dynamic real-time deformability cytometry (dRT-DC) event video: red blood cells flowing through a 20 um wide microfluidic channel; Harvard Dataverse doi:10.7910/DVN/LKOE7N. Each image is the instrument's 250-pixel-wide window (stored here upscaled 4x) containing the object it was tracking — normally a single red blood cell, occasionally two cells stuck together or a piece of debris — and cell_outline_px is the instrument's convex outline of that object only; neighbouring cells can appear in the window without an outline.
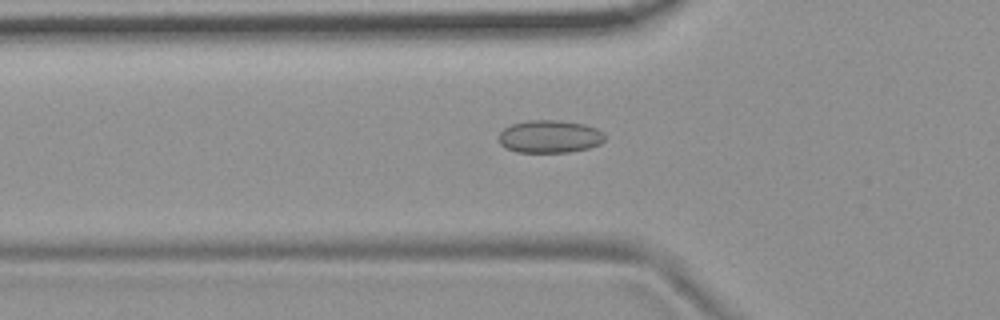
{"species": "common noctule bat (a hibernating species)", "species_latin": "Nyctalus noctula", "temperature_condition": "room temperature", "stored_images_in_passage": 54, "camera_frame_rate_fps": 3000, "um_per_image_px": 0.085, "animal": {"sex": "female", "body_mass_g": 19.9}, "frame": {"image": 1, "passage_image": 18, "time_ms": 5.667, "image_size_px": [1000, 320], "cell_outline_px": [[604, 140], [600, 144], [588, 148], [568, 152], [516, 152], [504, 148], [500, 144], [500, 132], [504, 128], [512, 124], [528, 120], [560, 120], [584, 124], [596, 128], [604, 132]], "centroid_in_image_um": [46.72, 11.6], "position_along_channel_um": 79.1, "area_um2": 20.29}}
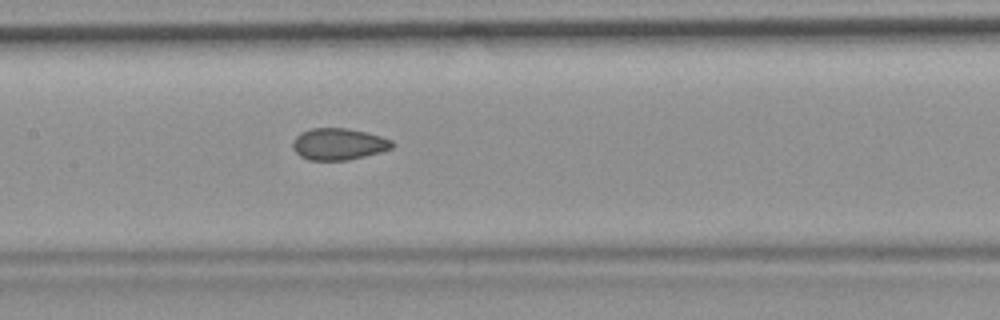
{"frame": {"image": 2, "passage_image": 26, "time_ms": 8.333, "image_size_px": [1000, 320], "cell_outline_px": [[392, 148], [380, 152], [348, 160], [308, 160], [300, 156], [292, 148], [292, 140], [300, 132], [312, 128], [348, 128], [368, 132], [392, 140]], "centroid_in_image_um": [28.74, 12.24], "position_along_channel_um": 178.7, "area_um2": 18.44}}
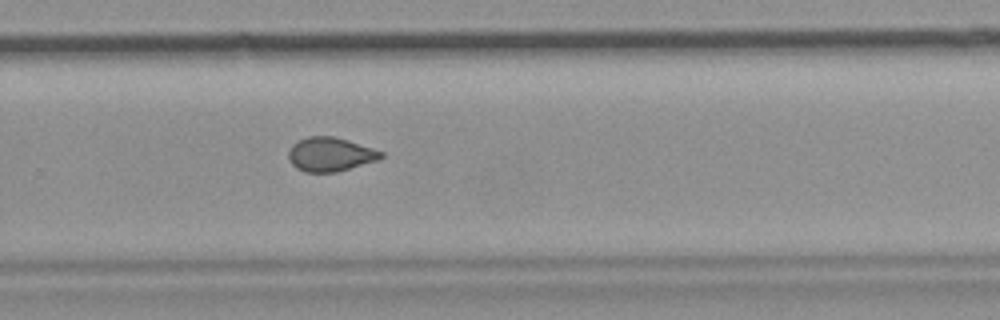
{"frame": {"image": 3, "passage_image": 36, "time_ms": 11.667, "image_size_px": [1000, 320], "cell_outline_px": [[384, 156], [376, 160], [336, 172], [304, 172], [296, 168], [288, 160], [288, 152], [292, 144], [308, 136], [332, 136], [348, 140], [384, 152]], "centroid_in_image_um": [28.04, 13.12], "position_along_channel_um": 301.8, "area_um2": 18.21}, "authors_computed_cell_mechanics": {"area_um2": 18.785, "velocity_mm_per_s": 3.711, "shape_relaxation_time_tau1_ms": null, "shape_relaxation_time_tau2_ms": 1.7017, "deformation_change_tau1": null, "deformation_change_tau2": 0.0553}}